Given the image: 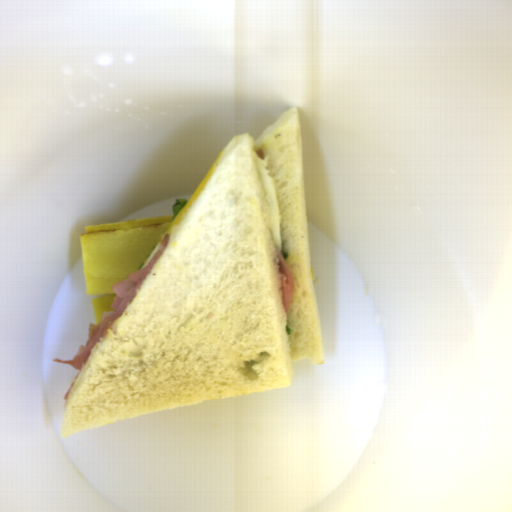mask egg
<instances>
[{"instance_id": "d2b9013d", "label": "egg", "mask_w": 512, "mask_h": 512, "mask_svg": "<svg viewBox=\"0 0 512 512\" xmlns=\"http://www.w3.org/2000/svg\"><path fill=\"white\" fill-rule=\"evenodd\" d=\"M254 156L259 171L260 179L267 191V206L270 218V231L272 239L279 251H282L280 237V212L275 194L273 178L269 175L268 158L260 159L254 151Z\"/></svg>"}, {"instance_id": "2799bb9f", "label": "egg", "mask_w": 512, "mask_h": 512, "mask_svg": "<svg viewBox=\"0 0 512 512\" xmlns=\"http://www.w3.org/2000/svg\"><path fill=\"white\" fill-rule=\"evenodd\" d=\"M225 156H226V151H225V149H222L219 152V154L216 157V159L214 160V162L211 165V167L209 168V170L207 171L206 175L204 176V178L202 179V181L198 185V187L195 190V192L193 193V195L185 202L184 206L181 208V210L178 212V214L175 216V218L171 221V223L169 224V226L167 227L165 232L159 237L158 241L156 242L154 248H152V251H151L147 261L143 265V267L151 262V260L153 259V257L157 253V251H158L161 243L163 242L164 238L166 237V235L167 234L169 235L171 233V231L175 227H177L178 225L181 224V222L183 221V219L185 218V216L187 215V213L189 212L191 207L194 205V203L196 202V200L198 199L200 194L203 192V190L205 189L207 184L210 182V180L214 176V174H215V172H216L220 162L223 160V158Z\"/></svg>"}]
</instances>
